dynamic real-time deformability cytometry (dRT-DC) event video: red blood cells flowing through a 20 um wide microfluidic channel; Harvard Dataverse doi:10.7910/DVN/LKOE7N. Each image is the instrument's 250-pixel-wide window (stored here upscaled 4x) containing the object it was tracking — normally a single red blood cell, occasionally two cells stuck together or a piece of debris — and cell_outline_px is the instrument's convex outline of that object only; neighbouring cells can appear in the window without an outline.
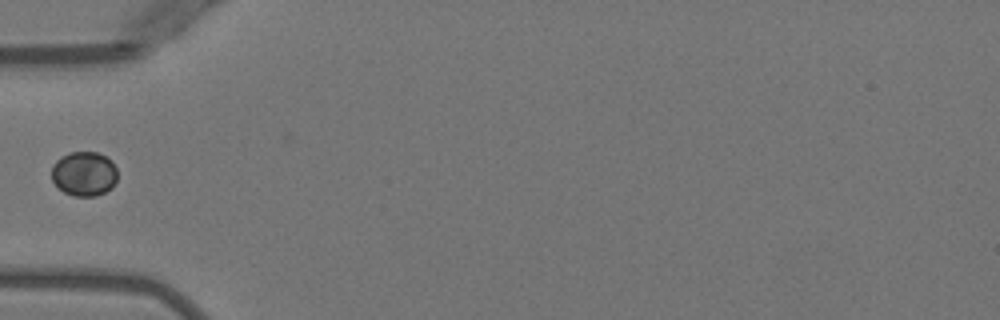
{"species": "Egyptian fruit bat (a non-hibernating species)", "species_latin": "Rousettus aegyptiacus", "temperature_condition": "warm", "stored_images_in_passage": 35, "camera_frame_rate_fps": 3000, "um_per_image_px": 0.085, "animal": {"sex": "female"}, "frame": {"image": 1, "passage_image": 1, "time_ms": 0.0, "image_size_px": [1000, 320], "cell_outline_px": [[116, 180], [112, 188], [96, 196], [72, 196], [64, 192], [52, 180], [52, 164], [60, 156], [68, 152], [96, 152], [112, 160], [116, 168]], "centroid_in_image_um": [7.14, 14.76], "position_along_channel_um": 77.9, "area_um2": 17.17}}
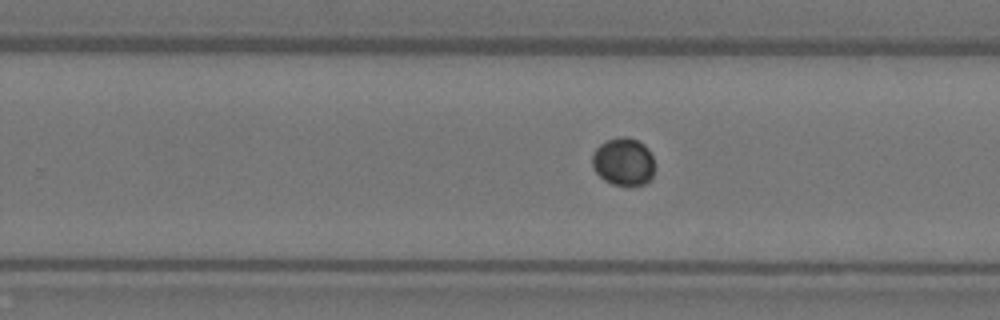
{"frame": {"image": 2, "passage_image": 16, "time_ms": 5.0, "image_size_px": [1000, 320], "cell_outline_px": [[656, 168], [652, 176], [644, 184], [612, 184], [604, 180], [592, 168], [592, 152], [600, 144], [608, 140], [620, 136], [628, 136], [644, 144], [648, 148], [656, 164]], "centroid_in_image_um": [53.0, 13.72], "position_along_channel_um": 276.8, "area_um2": 17.51}}
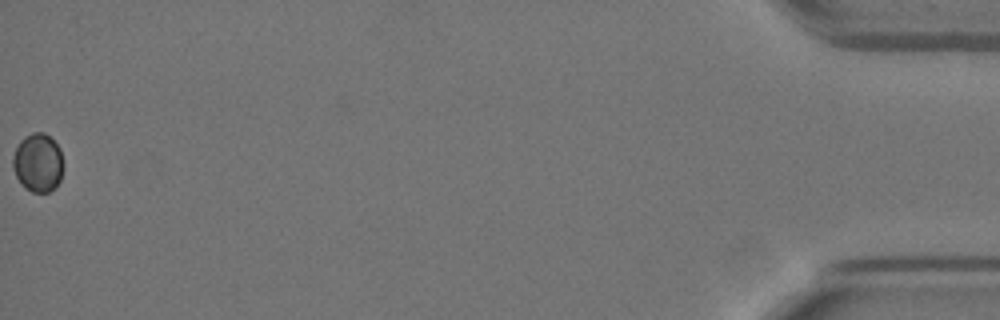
{"frame": {"image": 3, "passage_image": 35, "time_ms": 11.333, "image_size_px": [1000, 320], "cell_outline_px": [[64, 168], [60, 180], [48, 192], [32, 192], [20, 184], [16, 176], [12, 164], [12, 156], [20, 140], [24, 136], [32, 132], [44, 132], [60, 148], [64, 164]], "centroid_in_image_um": [3.22, 13.81], "position_along_channel_um": 432.0, "area_um2": 17.34}}